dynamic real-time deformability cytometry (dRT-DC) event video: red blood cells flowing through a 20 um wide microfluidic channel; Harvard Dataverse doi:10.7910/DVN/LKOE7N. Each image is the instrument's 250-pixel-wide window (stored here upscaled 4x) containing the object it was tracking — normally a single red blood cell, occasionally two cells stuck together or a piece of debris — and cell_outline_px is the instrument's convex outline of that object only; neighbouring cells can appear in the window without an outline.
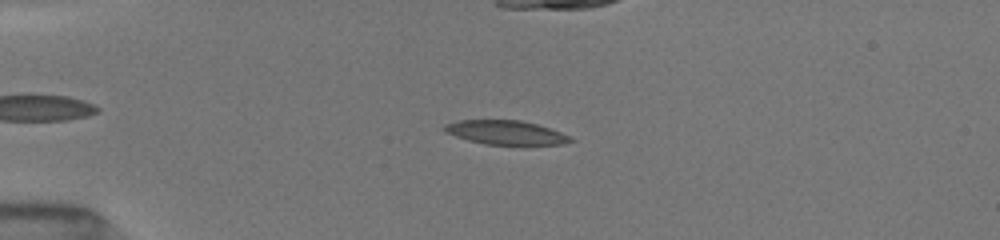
{"species": "common noctule bat (a hibernating species)", "species_latin": "Nyctalus noctula", "temperature_condition": "room temperature", "stored_images_in_passage": 39, "camera_frame_rate_fps": 3000, "um_per_image_px": 0.085, "animal": {"sex": "female", "body_mass_g": 19.5, "forearm_length_mm": 54.1}, "frame": {"image": 1, "passage_image": 6, "time_ms": 1.667, "image_size_px": [1000, 240], "cell_outline_px": [[576, 140], [564, 144], [484, 144], [468, 140], [444, 132], [440, 128], [444, 124], [460, 120], [520, 120], [536, 124], [560, 132]], "centroid_in_image_um": [42.93, 11.26], "position_along_channel_um": 42.1, "area_um2": 17.51}}
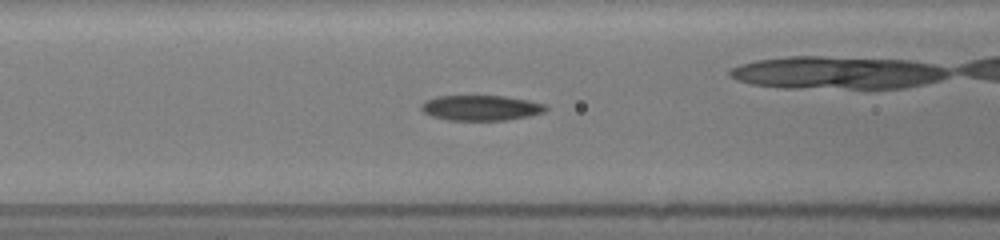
{"frame": {"image": 2, "passage_image": 15, "time_ms": 4.667, "image_size_px": [1000, 240], "cell_outline_px": [[548, 108], [544, 112], [528, 116], [508, 120], [448, 120], [432, 116], [424, 112], [420, 108], [420, 104], [424, 100], [436, 96], [504, 96], [528, 100], [548, 104]], "centroid_in_image_um": [40.88, 9.16], "position_along_channel_um": 125.7, "area_um2": 18.5}}
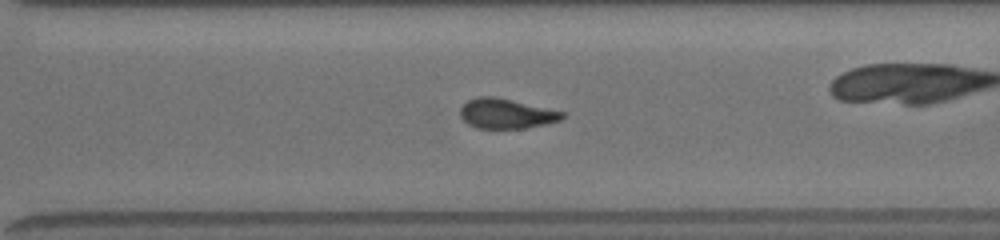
{"frame": {"image": 3, "passage_image": 30, "time_ms": 9.667, "image_size_px": [1000, 240], "cell_outline_px": [[564, 116], [560, 120], [544, 124], [524, 128], [476, 128], [468, 124], [460, 116], [460, 108], [468, 100], [476, 96], [496, 96], [564, 112]], "centroid_in_image_um": [42.99, 9.64], "position_along_channel_um": 327.6, "area_um2": 17.69}, "authors_computed_cell_mechanics": {"area_um2": 18.496, "velocity_mm_per_s": 4.0501, "shape_relaxation_time_tau1_ms": null, "shape_relaxation_time_tau2_ms": 8.3826, "deformation_change_tau1": null, "deformation_change_tau2": 0.1831}}